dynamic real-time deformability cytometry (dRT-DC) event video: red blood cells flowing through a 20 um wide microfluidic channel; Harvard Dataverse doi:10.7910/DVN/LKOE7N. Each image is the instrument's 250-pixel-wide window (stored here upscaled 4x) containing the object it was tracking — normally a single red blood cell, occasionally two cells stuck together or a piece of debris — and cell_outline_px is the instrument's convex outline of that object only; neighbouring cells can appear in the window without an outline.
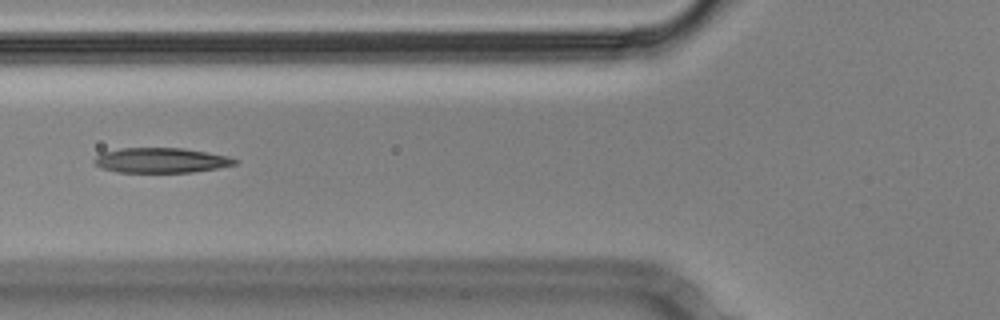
{"species": "Egyptian fruit bat (a non-hibernating species)", "species_latin": "Rousettus aegyptiacus", "temperature_condition": "cold", "stored_images_in_passage": 15, "camera_frame_rate_fps": 3000, "um_per_image_px": 0.085, "animal": {"sex": "male"}, "frame": {"image": 1, "passage_image": 9, "time_ms": 2.667, "image_size_px": [1000, 320], "cell_outline_px": [[228, 160], [220, 164], [204, 168], [172, 172], [144, 172], [120, 152], [192, 152], [212, 156]], "centroid_in_image_um": [14.59, 13.69], "position_along_channel_um": 111.2, "area_um2": 11.16}}